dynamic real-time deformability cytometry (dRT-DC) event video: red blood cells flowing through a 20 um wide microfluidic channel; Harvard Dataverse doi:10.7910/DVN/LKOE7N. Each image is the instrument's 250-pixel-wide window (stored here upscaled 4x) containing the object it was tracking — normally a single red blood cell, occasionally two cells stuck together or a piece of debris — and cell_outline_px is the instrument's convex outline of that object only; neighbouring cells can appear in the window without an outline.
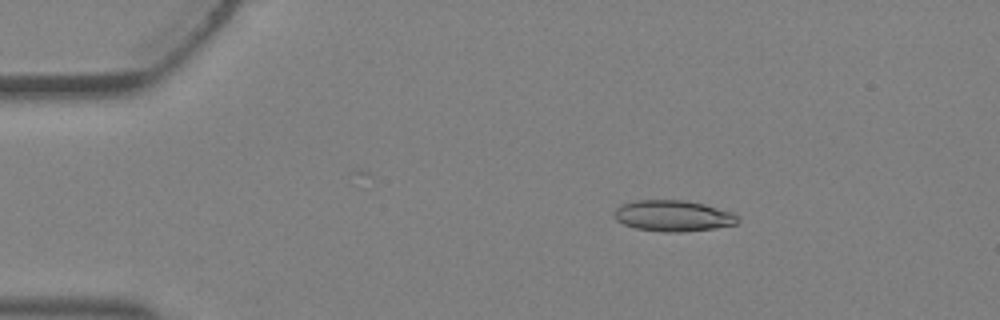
{"species": "Egyptian fruit bat (a non-hibernating species)", "species_latin": "Rousettus aegyptiacus", "temperature_condition": "warm", "stored_images_in_passage": 2, "camera_frame_rate_fps": 3000, "um_per_image_px": 0.085, "animal": {"sex": "female"}, "frame": {"image": 1, "passage_image": 1, "time_ms": 0.0, "image_size_px": [1000, 320], "cell_outline_px": [[740, 220], [736, 224], [716, 228], [680, 232], [664, 232], [636, 228], [624, 224], [616, 220], [612, 212], [620, 204], [632, 200], [684, 200], [704, 204], [732, 212]], "centroid_in_image_um": [57.17, 18.34], "position_along_channel_um": 27.8, "area_um2": 22.48}}
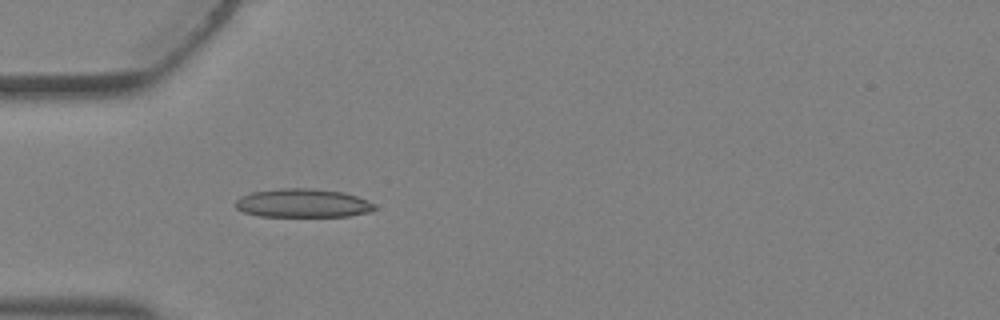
{"frame": {"image": 2, "passage_image": 2, "time_ms": 0.333, "image_size_px": [1000, 320], "cell_outline_px": [[376, 208], [372, 212], [348, 216], [260, 216], [244, 212], [236, 208], [236, 200], [240, 196], [252, 192], [280, 188], [312, 188], [344, 192], [368, 200], [376, 204]], "centroid_in_image_um": [25.77, 17.26], "position_along_channel_um": 59.2, "area_um2": 23.35}}